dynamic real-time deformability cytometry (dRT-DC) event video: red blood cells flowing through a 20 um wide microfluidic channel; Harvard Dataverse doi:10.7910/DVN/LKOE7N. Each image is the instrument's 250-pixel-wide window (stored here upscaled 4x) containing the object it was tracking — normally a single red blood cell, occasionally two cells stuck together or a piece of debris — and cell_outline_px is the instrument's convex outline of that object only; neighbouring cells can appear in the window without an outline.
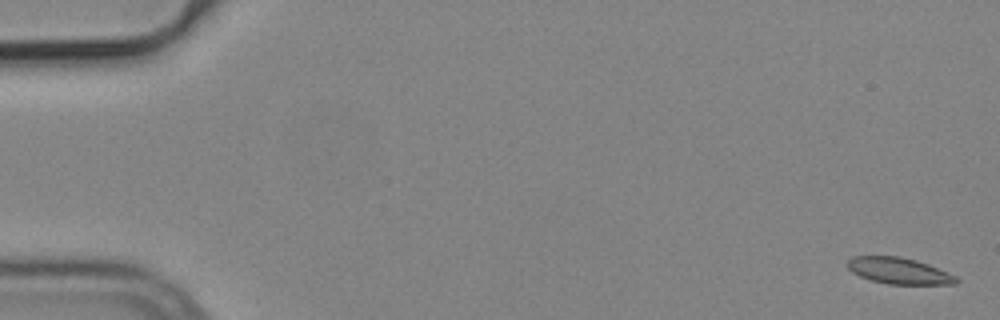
{"species": "common noctule bat (a hibernating species)", "species_latin": "Nyctalus noctula", "temperature_condition": "cold", "stored_images_in_passage": 8, "camera_frame_rate_fps": 3000, "um_per_image_px": 0.085, "animal": {"sex": "male", "body_mass_g": 19.2, "forearm_length_mm": 51.8}, "frame": {"image": 1, "passage_image": 1, "time_ms": 0.0, "image_size_px": [1000, 320], "cell_outline_px": [[960, 280], [956, 284], [888, 284], [872, 280], [860, 276], [852, 272], [844, 264], [852, 256], [900, 256], [916, 260], [928, 264], [956, 276]], "centroid_in_image_um": [76.38, 23.01], "position_along_channel_um": 8.6, "area_um2": 16.7}}
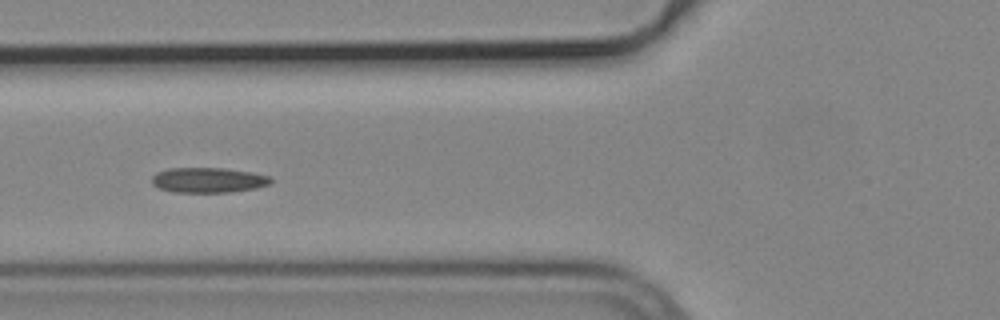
{"frame": {"image": 2, "passage_image": 6, "time_ms": 1.667, "image_size_px": [1000, 320], "cell_outline_px": [[272, 180], [268, 184], [256, 188], [228, 192], [172, 192], [160, 188], [152, 184], [152, 176], [156, 172], [168, 168], [224, 168], [252, 172], [272, 176]], "centroid_in_image_um": [17.69, 15.3], "position_along_channel_um": 108.1, "area_um2": 17.46}}
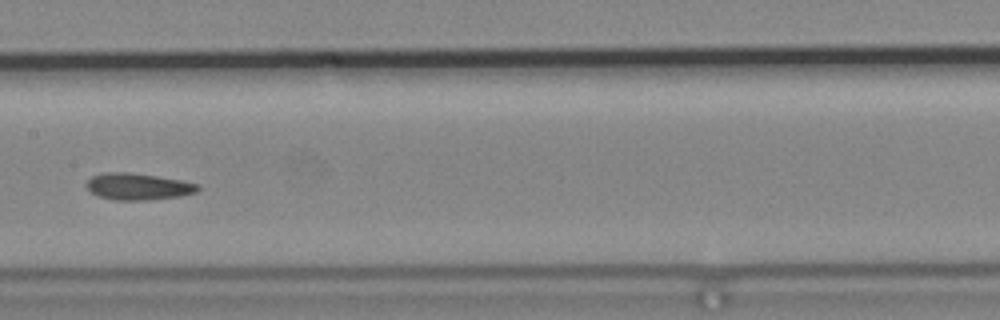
{"frame": {"image": 3, "passage_image": 8, "time_ms": 2.333, "image_size_px": [1000, 320], "cell_outline_px": [[200, 188], [196, 192], [180, 196], [148, 200], [116, 200], [96, 196], [84, 184], [92, 176], [104, 172], [124, 172], [156, 176], [180, 180], [200, 184]], "centroid_in_image_um": [11.72, 15.86], "position_along_channel_um": 195.7, "area_um2": 17.28}}